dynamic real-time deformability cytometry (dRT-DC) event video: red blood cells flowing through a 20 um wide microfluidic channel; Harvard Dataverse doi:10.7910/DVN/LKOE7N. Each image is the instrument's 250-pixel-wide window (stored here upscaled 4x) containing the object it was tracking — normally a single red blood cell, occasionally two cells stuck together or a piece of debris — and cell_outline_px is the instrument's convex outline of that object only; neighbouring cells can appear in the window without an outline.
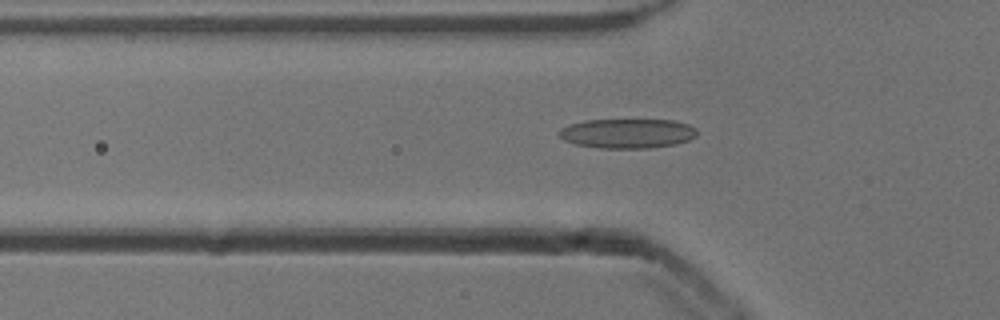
{"species": "common noctule bat (a hibernating species)", "species_latin": "Nyctalus noctula", "temperature_condition": "cold", "stored_images_in_passage": 47, "camera_frame_rate_fps": 3000, "um_per_image_px": 0.085, "animal": {"sex": "male", "body_mass_g": 13.3}, "frame": {"image": 1, "passage_image": 15, "time_ms": 4.667, "image_size_px": [1000, 320], "cell_outline_px": [[696, 136], [688, 140], [676, 144], [648, 148], [600, 148], [576, 144], [564, 140], [556, 136], [556, 132], [560, 128], [584, 120], [672, 120], [688, 124], [696, 128]], "centroid_in_image_um": [53.29, 11.34], "position_along_channel_um": 72.5, "area_um2": 23.81}}
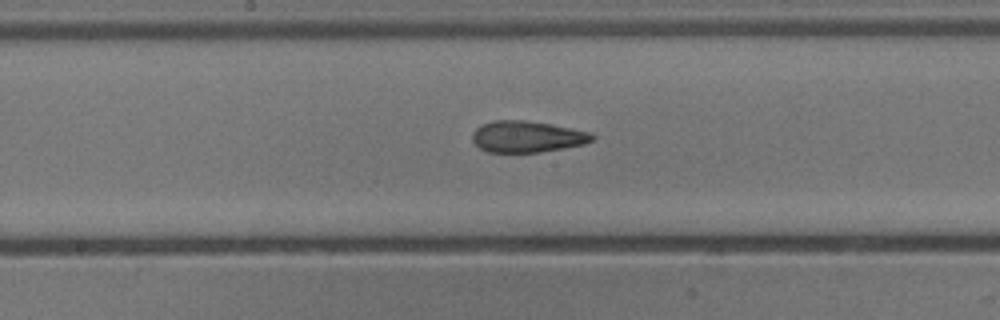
{"frame": {"image": 2, "passage_image": 25, "time_ms": 8.0, "image_size_px": [1000, 320], "cell_outline_px": [[596, 136], [592, 140], [584, 144], [564, 148], [540, 152], [488, 152], [480, 148], [472, 140], [472, 132], [480, 124], [492, 120], [524, 120], [552, 124], [592, 132]], "centroid_in_image_um": [44.8, 11.6], "position_along_channel_um": 203.4, "area_um2": 22.14}}
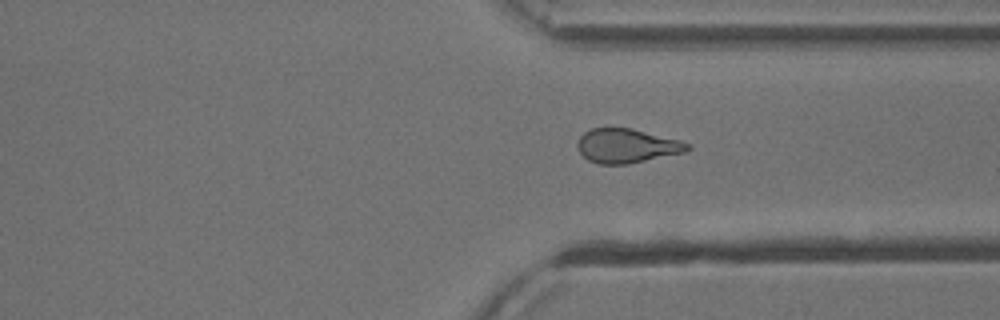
{"frame": {"image": 3, "passage_image": 37, "time_ms": 12.0, "image_size_px": [1000, 320], "cell_outline_px": [[692, 148], [684, 152], [628, 164], [596, 164], [588, 160], [580, 152], [576, 144], [580, 136], [584, 132], [592, 128], [632, 128], [680, 140], [692, 144]], "centroid_in_image_um": [53.28, 12.39], "position_along_channel_um": 358.1, "area_um2": 21.96}}